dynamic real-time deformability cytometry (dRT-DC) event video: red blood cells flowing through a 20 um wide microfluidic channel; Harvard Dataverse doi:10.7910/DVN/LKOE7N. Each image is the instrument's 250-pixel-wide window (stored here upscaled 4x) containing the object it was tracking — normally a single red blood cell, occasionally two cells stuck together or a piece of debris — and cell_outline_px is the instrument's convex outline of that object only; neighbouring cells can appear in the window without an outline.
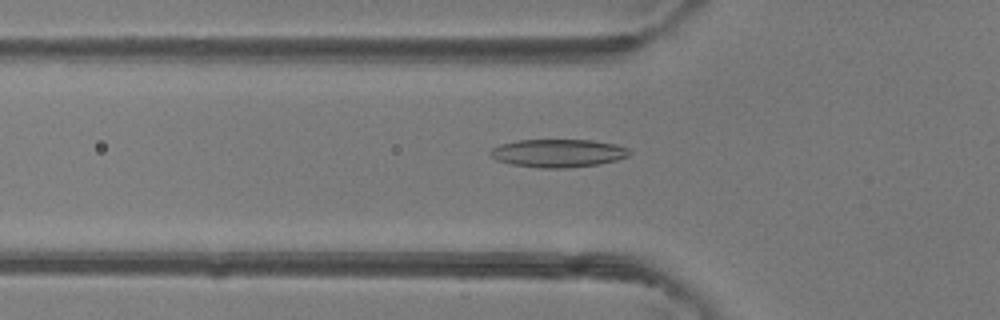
{"species": "common noctule bat (a hibernating species)", "species_latin": "Nyctalus noctula", "temperature_condition": "room temperature", "stored_images_in_passage": 41, "camera_frame_rate_fps": 3000, "um_per_image_px": 0.085, "animal": {"sex": "female"}, "frame": {"image": 1, "passage_image": 11, "time_ms": 3.333, "image_size_px": [1000, 320], "cell_outline_px": [[632, 152], [628, 156], [616, 160], [600, 164], [564, 168], [540, 168], [512, 164], [496, 160], [488, 152], [492, 148], [500, 144], [516, 140], [592, 140], [616, 144], [628, 148]], "centroid_in_image_um": [47.44, 13.01], "position_along_channel_um": 78.4, "area_um2": 22.83}}
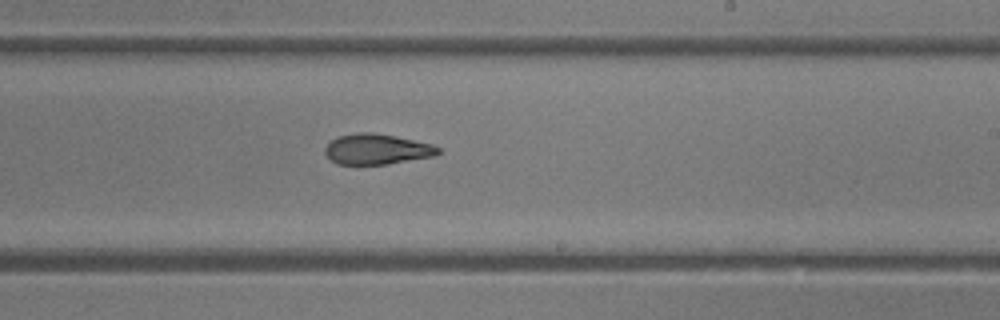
{"frame": {"image": 2, "passage_image": 23, "time_ms": 7.333, "image_size_px": [1000, 320], "cell_outline_px": [[440, 152], [436, 156], [388, 164], [336, 164], [324, 152], [324, 148], [336, 136], [356, 132], [372, 132], [396, 136], [432, 144], [440, 148]], "centroid_in_image_um": [32.04, 12.67], "position_along_channel_um": 257.0, "area_um2": 20.23}}
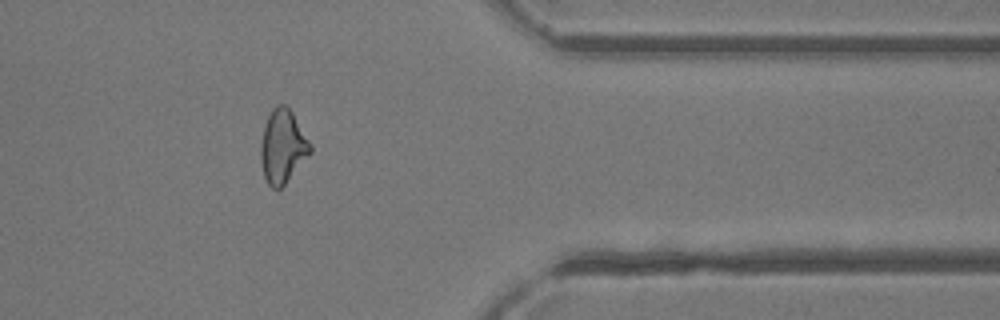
{"frame": {"image": 3, "passage_image": 33, "time_ms": 10.667, "image_size_px": [1000, 320], "cell_outline_px": [[312, 152], [284, 184], [280, 188], [272, 188], [268, 184], [264, 176], [260, 160], [260, 144], [264, 124], [272, 108], [276, 104], [284, 104], [292, 112], [312, 144]], "centroid_in_image_um": [24.02, 12.43], "position_along_channel_um": 387.4, "area_um2": 21.27}, "authors_computed_cell_mechanics": {"area_um2": 21.2704, "velocity_mm_per_s": 4.4412, "shape_relaxation_time_tau1_ms": null, "shape_relaxation_time_tau2_ms": 1.6145, "deformation_change_tau1": null, "deformation_change_tau2": 0.0892}}